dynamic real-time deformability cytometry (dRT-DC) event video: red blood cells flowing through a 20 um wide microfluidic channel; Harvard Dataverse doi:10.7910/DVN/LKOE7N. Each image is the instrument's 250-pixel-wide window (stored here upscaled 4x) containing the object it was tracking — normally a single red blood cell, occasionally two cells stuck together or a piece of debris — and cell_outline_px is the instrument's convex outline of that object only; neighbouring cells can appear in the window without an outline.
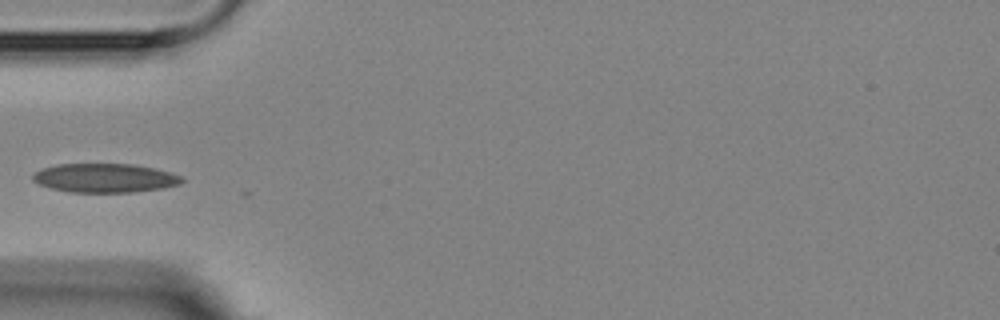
{"species": "Egyptian fruit bat (a non-hibernating species)", "species_latin": "Rousettus aegyptiacus", "temperature_condition": "room temperature", "stored_images_in_passage": 1, "camera_frame_rate_fps": 3000, "um_per_image_px": 0.085, "animal": {"sex": "female"}, "frame": {"image": 1, "passage_image": 1, "time_ms": 0.0, "image_size_px": [1000, 320], "cell_outline_px": [[184, 180], [180, 184], [164, 188], [132, 192], [68, 192], [52, 188], [40, 184], [32, 180], [32, 176], [40, 168], [56, 164], [132, 164], [156, 168], [180, 176]], "centroid_in_image_um": [8.9, 15.12], "position_along_channel_um": 76.1, "area_um2": 25.14}}